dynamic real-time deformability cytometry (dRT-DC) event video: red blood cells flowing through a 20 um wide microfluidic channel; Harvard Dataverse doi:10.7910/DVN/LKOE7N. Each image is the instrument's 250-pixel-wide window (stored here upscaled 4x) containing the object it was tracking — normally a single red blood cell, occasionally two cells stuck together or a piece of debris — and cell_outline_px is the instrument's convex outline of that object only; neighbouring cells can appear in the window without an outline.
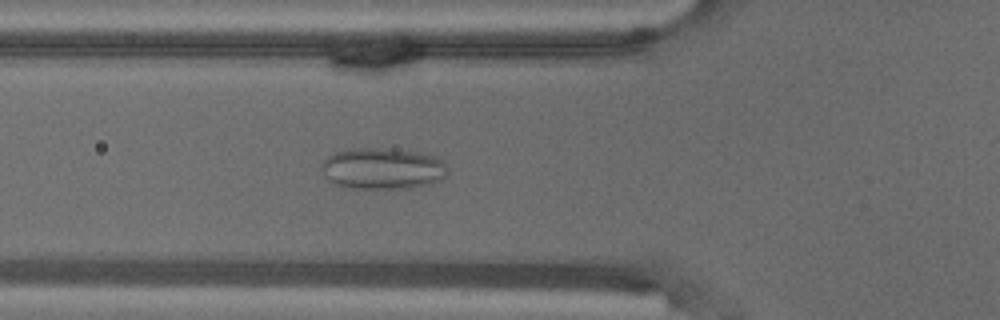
{"species": "common noctule bat (a hibernating species)", "species_latin": "Nyctalus noctula", "temperature_condition": "warm", "stored_images_in_passage": 55, "camera_frame_rate_fps": 3000, "um_per_image_px": 0.085, "animal": {"sex": "male", "body_mass_g": 18.8}, "frame": {"image": 1, "passage_image": 20, "time_ms": 6.333, "image_size_px": [1000, 320], "cell_outline_px": [[448, 172], [440, 180], [428, 184], [412, 188], [344, 188], [336, 184], [320, 168], [324, 160], [328, 156], [336, 152], [352, 148], [392, 148], [420, 152], [444, 160], [448, 168]], "centroid_in_image_um": [32.56, 14.31], "position_along_channel_um": 93.2, "area_um2": 30.46}}
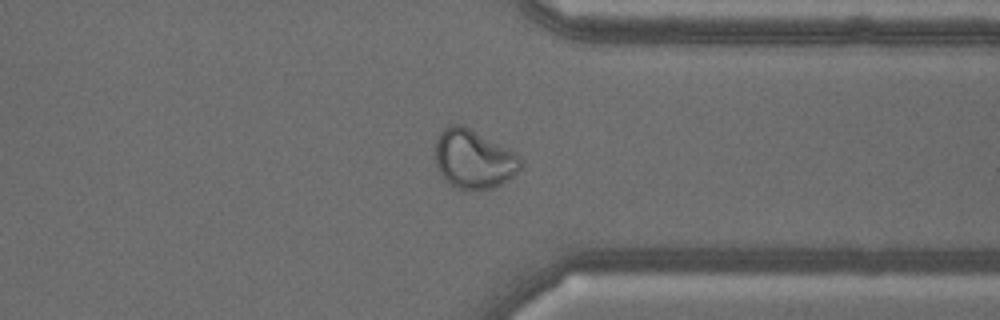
{"frame": {"image": 2, "passage_image": 43, "time_ms": 14.0, "image_size_px": [1000, 320], "cell_outline_px": [[524, 164], [508, 180], [492, 188], [456, 188], [444, 180], [436, 164], [436, 140], [440, 132], [448, 124], [460, 124], [468, 128], [520, 156], [524, 160]], "centroid_in_image_um": [40.24, 13.52], "position_along_channel_um": 371.2, "area_um2": 28.67}}
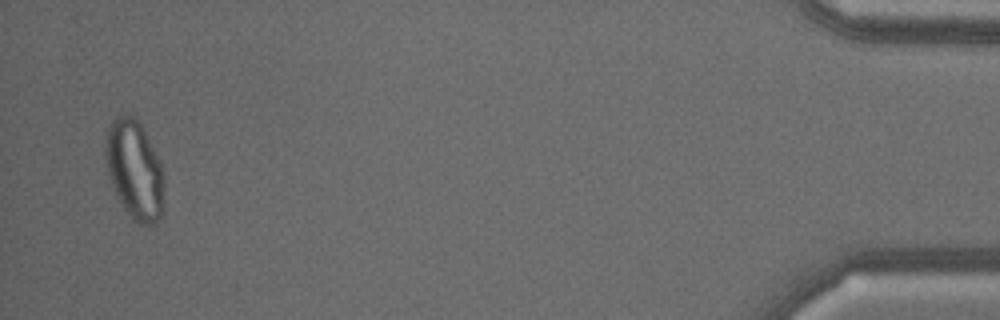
{"frame": {"image": 3, "passage_image": 54, "time_ms": 17.667, "image_size_px": [1000, 320], "cell_outline_px": [[164, 204], [160, 216], [156, 224], [140, 224], [132, 220], [116, 196], [108, 176], [104, 160], [104, 136], [112, 120], [116, 116], [124, 112], [136, 116], [160, 160], [164, 176]], "centroid_in_image_um": [11.41, 14.4], "position_along_channel_um": 423.8, "area_um2": 34.74}}